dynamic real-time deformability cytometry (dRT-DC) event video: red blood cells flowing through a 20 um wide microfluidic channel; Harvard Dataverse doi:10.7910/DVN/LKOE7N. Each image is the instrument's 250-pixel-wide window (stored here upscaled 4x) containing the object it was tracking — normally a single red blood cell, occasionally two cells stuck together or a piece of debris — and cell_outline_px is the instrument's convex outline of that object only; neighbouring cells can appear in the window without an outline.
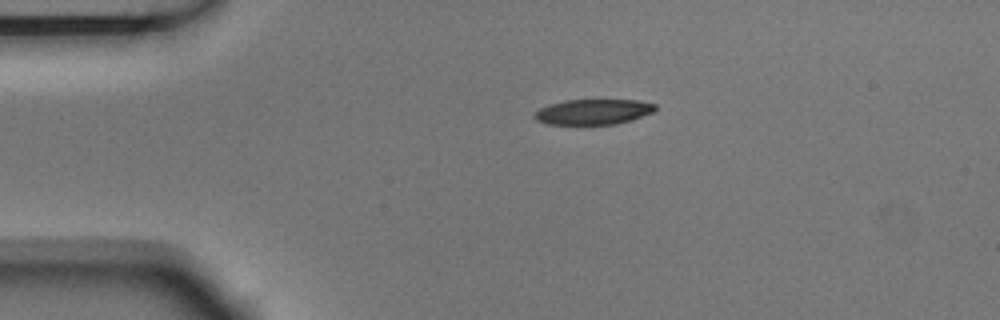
{"species": "Egyptian fruit bat (a non-hibernating species)", "species_latin": "Rousettus aegyptiacus", "temperature_condition": "room temperature", "stored_images_in_passage": 2, "camera_frame_rate_fps": 3000, "um_per_image_px": 0.085, "animal": {"sex": "male"}, "frame": {"image": 1, "passage_image": 1, "time_ms": 0.0, "image_size_px": [1000, 320], "cell_outline_px": [[656, 108], [652, 112], [616, 124], [548, 124], [536, 120], [532, 116], [540, 108], [548, 104], [564, 100], [636, 100], [656, 104]], "centroid_in_image_um": [50.37, 9.49], "position_along_channel_um": 34.6, "area_um2": 17.63}}